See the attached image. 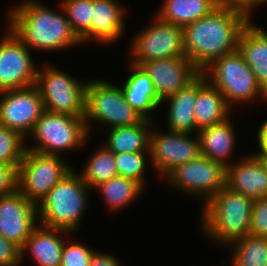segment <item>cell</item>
<instances>
[{
	"label": "cell",
	"instance_id": "b9f144b4",
	"mask_svg": "<svg viewBox=\"0 0 267 266\" xmlns=\"http://www.w3.org/2000/svg\"><path fill=\"white\" fill-rule=\"evenodd\" d=\"M262 158L265 161V163L267 164V155L263 156Z\"/></svg>",
	"mask_w": 267,
	"mask_h": 266
},
{
	"label": "cell",
	"instance_id": "cb8c5ba5",
	"mask_svg": "<svg viewBox=\"0 0 267 266\" xmlns=\"http://www.w3.org/2000/svg\"><path fill=\"white\" fill-rule=\"evenodd\" d=\"M237 50L267 93V39L249 22L239 36Z\"/></svg>",
	"mask_w": 267,
	"mask_h": 266
},
{
	"label": "cell",
	"instance_id": "ba28073f",
	"mask_svg": "<svg viewBox=\"0 0 267 266\" xmlns=\"http://www.w3.org/2000/svg\"><path fill=\"white\" fill-rule=\"evenodd\" d=\"M44 66L43 69H38L35 83L40 91L44 109L53 113L84 117L88 80L80 82L49 63Z\"/></svg>",
	"mask_w": 267,
	"mask_h": 266
},
{
	"label": "cell",
	"instance_id": "74e56055",
	"mask_svg": "<svg viewBox=\"0 0 267 266\" xmlns=\"http://www.w3.org/2000/svg\"><path fill=\"white\" fill-rule=\"evenodd\" d=\"M121 263L117 259L105 253L96 252V249L91 257L90 266H121Z\"/></svg>",
	"mask_w": 267,
	"mask_h": 266
},
{
	"label": "cell",
	"instance_id": "60d3db41",
	"mask_svg": "<svg viewBox=\"0 0 267 266\" xmlns=\"http://www.w3.org/2000/svg\"><path fill=\"white\" fill-rule=\"evenodd\" d=\"M263 5H267V0H259Z\"/></svg>",
	"mask_w": 267,
	"mask_h": 266
},
{
	"label": "cell",
	"instance_id": "5bb4252c",
	"mask_svg": "<svg viewBox=\"0 0 267 266\" xmlns=\"http://www.w3.org/2000/svg\"><path fill=\"white\" fill-rule=\"evenodd\" d=\"M44 111L36 85L0 92V125L19 132L26 139Z\"/></svg>",
	"mask_w": 267,
	"mask_h": 266
},
{
	"label": "cell",
	"instance_id": "1f68e13d",
	"mask_svg": "<svg viewBox=\"0 0 267 266\" xmlns=\"http://www.w3.org/2000/svg\"><path fill=\"white\" fill-rule=\"evenodd\" d=\"M26 138L19 132L0 125V163L20 165L26 151Z\"/></svg>",
	"mask_w": 267,
	"mask_h": 266
},
{
	"label": "cell",
	"instance_id": "836d02e7",
	"mask_svg": "<svg viewBox=\"0 0 267 266\" xmlns=\"http://www.w3.org/2000/svg\"><path fill=\"white\" fill-rule=\"evenodd\" d=\"M251 217L249 234L267 237V196L254 200Z\"/></svg>",
	"mask_w": 267,
	"mask_h": 266
},
{
	"label": "cell",
	"instance_id": "2e32d148",
	"mask_svg": "<svg viewBox=\"0 0 267 266\" xmlns=\"http://www.w3.org/2000/svg\"><path fill=\"white\" fill-rule=\"evenodd\" d=\"M140 66L150 76L161 102L187 87L201 74L186 56L146 61Z\"/></svg>",
	"mask_w": 267,
	"mask_h": 266
},
{
	"label": "cell",
	"instance_id": "7c38bea8",
	"mask_svg": "<svg viewBox=\"0 0 267 266\" xmlns=\"http://www.w3.org/2000/svg\"><path fill=\"white\" fill-rule=\"evenodd\" d=\"M156 129L153 127L151 129L149 150L152 167L162 179L176 166L201 155L200 139L197 133L193 137V133L170 130L164 133Z\"/></svg>",
	"mask_w": 267,
	"mask_h": 266
},
{
	"label": "cell",
	"instance_id": "83f0119b",
	"mask_svg": "<svg viewBox=\"0 0 267 266\" xmlns=\"http://www.w3.org/2000/svg\"><path fill=\"white\" fill-rule=\"evenodd\" d=\"M80 175L90 189H94L99 184L119 176L115 163V153L108 150L104 145L98 148L87 160Z\"/></svg>",
	"mask_w": 267,
	"mask_h": 266
},
{
	"label": "cell",
	"instance_id": "d6a6232c",
	"mask_svg": "<svg viewBox=\"0 0 267 266\" xmlns=\"http://www.w3.org/2000/svg\"><path fill=\"white\" fill-rule=\"evenodd\" d=\"M93 248L86 244L65 240L60 266H90V260L94 253Z\"/></svg>",
	"mask_w": 267,
	"mask_h": 266
},
{
	"label": "cell",
	"instance_id": "603a6c76",
	"mask_svg": "<svg viewBox=\"0 0 267 266\" xmlns=\"http://www.w3.org/2000/svg\"><path fill=\"white\" fill-rule=\"evenodd\" d=\"M197 99V78L187 87L162 101L167 103L168 130L181 133L196 132L195 104ZM164 102V103H163Z\"/></svg>",
	"mask_w": 267,
	"mask_h": 266
},
{
	"label": "cell",
	"instance_id": "d6986e66",
	"mask_svg": "<svg viewBox=\"0 0 267 266\" xmlns=\"http://www.w3.org/2000/svg\"><path fill=\"white\" fill-rule=\"evenodd\" d=\"M117 0H92L90 41L113 43L125 32V7Z\"/></svg>",
	"mask_w": 267,
	"mask_h": 266
},
{
	"label": "cell",
	"instance_id": "f35d334b",
	"mask_svg": "<svg viewBox=\"0 0 267 266\" xmlns=\"http://www.w3.org/2000/svg\"><path fill=\"white\" fill-rule=\"evenodd\" d=\"M257 141L259 149L257 152H253L252 154L255 156L263 157L267 155V119L262 122L261 126L257 131Z\"/></svg>",
	"mask_w": 267,
	"mask_h": 266
},
{
	"label": "cell",
	"instance_id": "30bf717a",
	"mask_svg": "<svg viewBox=\"0 0 267 266\" xmlns=\"http://www.w3.org/2000/svg\"><path fill=\"white\" fill-rule=\"evenodd\" d=\"M164 180L180 192L191 197H201L206 203L226 185V167L200 155L198 158L176 166Z\"/></svg>",
	"mask_w": 267,
	"mask_h": 266
},
{
	"label": "cell",
	"instance_id": "4316f807",
	"mask_svg": "<svg viewBox=\"0 0 267 266\" xmlns=\"http://www.w3.org/2000/svg\"><path fill=\"white\" fill-rule=\"evenodd\" d=\"M144 187L133 179L117 176L96 186L107 208L113 212L123 210L142 194ZM142 191V192H141Z\"/></svg>",
	"mask_w": 267,
	"mask_h": 266
},
{
	"label": "cell",
	"instance_id": "6da1fadb",
	"mask_svg": "<svg viewBox=\"0 0 267 266\" xmlns=\"http://www.w3.org/2000/svg\"><path fill=\"white\" fill-rule=\"evenodd\" d=\"M250 19L233 9L216 8L183 28L185 56L202 72L219 57L237 50Z\"/></svg>",
	"mask_w": 267,
	"mask_h": 266
},
{
	"label": "cell",
	"instance_id": "4dcf8cb0",
	"mask_svg": "<svg viewBox=\"0 0 267 266\" xmlns=\"http://www.w3.org/2000/svg\"><path fill=\"white\" fill-rule=\"evenodd\" d=\"M147 159L151 160L150 152L115 153V163L119 176L133 179L146 188L144 186L146 184L145 170L149 166L148 163L151 164Z\"/></svg>",
	"mask_w": 267,
	"mask_h": 266
},
{
	"label": "cell",
	"instance_id": "e575fe53",
	"mask_svg": "<svg viewBox=\"0 0 267 266\" xmlns=\"http://www.w3.org/2000/svg\"><path fill=\"white\" fill-rule=\"evenodd\" d=\"M18 166L0 163V196L18 190Z\"/></svg>",
	"mask_w": 267,
	"mask_h": 266
},
{
	"label": "cell",
	"instance_id": "8fae6325",
	"mask_svg": "<svg viewBox=\"0 0 267 266\" xmlns=\"http://www.w3.org/2000/svg\"><path fill=\"white\" fill-rule=\"evenodd\" d=\"M152 23L131 40L129 62L140 66L146 61L185 56L183 27L164 22L156 15Z\"/></svg>",
	"mask_w": 267,
	"mask_h": 266
},
{
	"label": "cell",
	"instance_id": "f1b7e54d",
	"mask_svg": "<svg viewBox=\"0 0 267 266\" xmlns=\"http://www.w3.org/2000/svg\"><path fill=\"white\" fill-rule=\"evenodd\" d=\"M231 244V266H267V237L249 234Z\"/></svg>",
	"mask_w": 267,
	"mask_h": 266
},
{
	"label": "cell",
	"instance_id": "8992f818",
	"mask_svg": "<svg viewBox=\"0 0 267 266\" xmlns=\"http://www.w3.org/2000/svg\"><path fill=\"white\" fill-rule=\"evenodd\" d=\"M84 120L90 135L92 132L90 122L94 124L97 122L111 129L139 124L144 118L127 103L120 85L89 78Z\"/></svg>",
	"mask_w": 267,
	"mask_h": 266
},
{
	"label": "cell",
	"instance_id": "ab89813d",
	"mask_svg": "<svg viewBox=\"0 0 267 266\" xmlns=\"http://www.w3.org/2000/svg\"><path fill=\"white\" fill-rule=\"evenodd\" d=\"M250 23L267 39V31L264 28L262 29L260 26H257L251 20Z\"/></svg>",
	"mask_w": 267,
	"mask_h": 266
},
{
	"label": "cell",
	"instance_id": "7a4b0ae2",
	"mask_svg": "<svg viewBox=\"0 0 267 266\" xmlns=\"http://www.w3.org/2000/svg\"><path fill=\"white\" fill-rule=\"evenodd\" d=\"M51 10L38 0H24L13 5L8 14V26L29 49L36 51H59L81 45L72 31L66 13Z\"/></svg>",
	"mask_w": 267,
	"mask_h": 266
},
{
	"label": "cell",
	"instance_id": "e0dca14e",
	"mask_svg": "<svg viewBox=\"0 0 267 266\" xmlns=\"http://www.w3.org/2000/svg\"><path fill=\"white\" fill-rule=\"evenodd\" d=\"M233 162L226 167V186L252 200L267 196V164L263 158L250 153Z\"/></svg>",
	"mask_w": 267,
	"mask_h": 266
},
{
	"label": "cell",
	"instance_id": "44dd1931",
	"mask_svg": "<svg viewBox=\"0 0 267 266\" xmlns=\"http://www.w3.org/2000/svg\"><path fill=\"white\" fill-rule=\"evenodd\" d=\"M231 116L224 121L202 128L198 131L200 152L212 161L222 163L225 167L231 164L232 154L236 145V132Z\"/></svg>",
	"mask_w": 267,
	"mask_h": 266
},
{
	"label": "cell",
	"instance_id": "9a60e30c",
	"mask_svg": "<svg viewBox=\"0 0 267 266\" xmlns=\"http://www.w3.org/2000/svg\"><path fill=\"white\" fill-rule=\"evenodd\" d=\"M38 219L37 205L19 190L0 196V235L5 239L21 248L40 224Z\"/></svg>",
	"mask_w": 267,
	"mask_h": 266
},
{
	"label": "cell",
	"instance_id": "7402d4cb",
	"mask_svg": "<svg viewBox=\"0 0 267 266\" xmlns=\"http://www.w3.org/2000/svg\"><path fill=\"white\" fill-rule=\"evenodd\" d=\"M231 111L224 95L200 74L197 77V99L194 111L196 133L202 128L224 121L230 116Z\"/></svg>",
	"mask_w": 267,
	"mask_h": 266
},
{
	"label": "cell",
	"instance_id": "d590c367",
	"mask_svg": "<svg viewBox=\"0 0 267 266\" xmlns=\"http://www.w3.org/2000/svg\"><path fill=\"white\" fill-rule=\"evenodd\" d=\"M20 247L0 235V266H20Z\"/></svg>",
	"mask_w": 267,
	"mask_h": 266
},
{
	"label": "cell",
	"instance_id": "277c9868",
	"mask_svg": "<svg viewBox=\"0 0 267 266\" xmlns=\"http://www.w3.org/2000/svg\"><path fill=\"white\" fill-rule=\"evenodd\" d=\"M74 168L37 205L39 223L74 233L79 230L88 207L89 190Z\"/></svg>",
	"mask_w": 267,
	"mask_h": 266
},
{
	"label": "cell",
	"instance_id": "5b68a950",
	"mask_svg": "<svg viewBox=\"0 0 267 266\" xmlns=\"http://www.w3.org/2000/svg\"><path fill=\"white\" fill-rule=\"evenodd\" d=\"M201 74L224 95L231 109L237 103L249 104L261 98L267 101V93L258 84L254 72L238 50L219 57Z\"/></svg>",
	"mask_w": 267,
	"mask_h": 266
},
{
	"label": "cell",
	"instance_id": "3957f363",
	"mask_svg": "<svg viewBox=\"0 0 267 266\" xmlns=\"http://www.w3.org/2000/svg\"><path fill=\"white\" fill-rule=\"evenodd\" d=\"M253 203L225 185L203 204L201 231L217 244L232 246V242L250 233Z\"/></svg>",
	"mask_w": 267,
	"mask_h": 266
},
{
	"label": "cell",
	"instance_id": "484cf974",
	"mask_svg": "<svg viewBox=\"0 0 267 266\" xmlns=\"http://www.w3.org/2000/svg\"><path fill=\"white\" fill-rule=\"evenodd\" d=\"M216 8L215 0H163L156 16L164 22L184 28L210 15Z\"/></svg>",
	"mask_w": 267,
	"mask_h": 266
},
{
	"label": "cell",
	"instance_id": "9c48e42d",
	"mask_svg": "<svg viewBox=\"0 0 267 266\" xmlns=\"http://www.w3.org/2000/svg\"><path fill=\"white\" fill-rule=\"evenodd\" d=\"M61 156L26 149L18 166V190L38 205L73 168Z\"/></svg>",
	"mask_w": 267,
	"mask_h": 266
},
{
	"label": "cell",
	"instance_id": "4fadbf2b",
	"mask_svg": "<svg viewBox=\"0 0 267 266\" xmlns=\"http://www.w3.org/2000/svg\"><path fill=\"white\" fill-rule=\"evenodd\" d=\"M7 25L0 41V92L35 85L38 66L30 49Z\"/></svg>",
	"mask_w": 267,
	"mask_h": 266
},
{
	"label": "cell",
	"instance_id": "ffe728a7",
	"mask_svg": "<svg viewBox=\"0 0 267 266\" xmlns=\"http://www.w3.org/2000/svg\"><path fill=\"white\" fill-rule=\"evenodd\" d=\"M129 69L130 75L121 86L125 99L144 119L153 121L150 113L156 111L162 102L155 93L152 80L139 65L129 62Z\"/></svg>",
	"mask_w": 267,
	"mask_h": 266
},
{
	"label": "cell",
	"instance_id": "8d00e7d4",
	"mask_svg": "<svg viewBox=\"0 0 267 266\" xmlns=\"http://www.w3.org/2000/svg\"><path fill=\"white\" fill-rule=\"evenodd\" d=\"M217 8H226L239 11L246 15L250 20L252 12L257 9L256 7L263 4L259 0H215Z\"/></svg>",
	"mask_w": 267,
	"mask_h": 266
},
{
	"label": "cell",
	"instance_id": "52a82bcc",
	"mask_svg": "<svg viewBox=\"0 0 267 266\" xmlns=\"http://www.w3.org/2000/svg\"><path fill=\"white\" fill-rule=\"evenodd\" d=\"M32 146H26L43 154L61 156L64 151H74L83 147L90 137L84 117L64 113L44 111L37 120L29 137Z\"/></svg>",
	"mask_w": 267,
	"mask_h": 266
},
{
	"label": "cell",
	"instance_id": "ac0fdd59",
	"mask_svg": "<svg viewBox=\"0 0 267 266\" xmlns=\"http://www.w3.org/2000/svg\"><path fill=\"white\" fill-rule=\"evenodd\" d=\"M66 236L71 232L39 224L20 248L21 262L27 252L37 266H60ZM67 234V235H66Z\"/></svg>",
	"mask_w": 267,
	"mask_h": 266
},
{
	"label": "cell",
	"instance_id": "f546056e",
	"mask_svg": "<svg viewBox=\"0 0 267 266\" xmlns=\"http://www.w3.org/2000/svg\"><path fill=\"white\" fill-rule=\"evenodd\" d=\"M60 5L66 13L72 31L80 39L81 44L85 45L90 41L92 0H62Z\"/></svg>",
	"mask_w": 267,
	"mask_h": 266
},
{
	"label": "cell",
	"instance_id": "d4e9b609",
	"mask_svg": "<svg viewBox=\"0 0 267 266\" xmlns=\"http://www.w3.org/2000/svg\"><path fill=\"white\" fill-rule=\"evenodd\" d=\"M153 122L144 119L139 124L108 129L104 146L113 153L150 152V132Z\"/></svg>",
	"mask_w": 267,
	"mask_h": 266
}]
</instances>
